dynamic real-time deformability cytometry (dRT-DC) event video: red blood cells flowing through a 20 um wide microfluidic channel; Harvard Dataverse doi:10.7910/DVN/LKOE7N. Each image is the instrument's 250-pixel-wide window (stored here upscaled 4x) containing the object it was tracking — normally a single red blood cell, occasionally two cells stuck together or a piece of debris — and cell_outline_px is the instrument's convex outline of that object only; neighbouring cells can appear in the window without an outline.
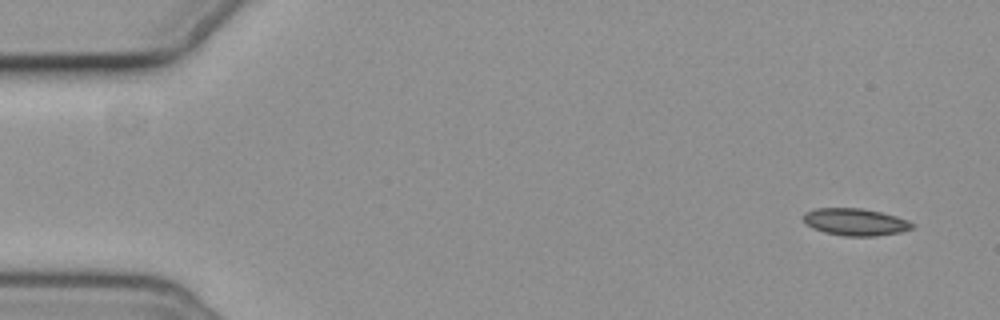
{"species": "common noctule bat (a hibernating species)", "species_latin": "Nyctalus noctula", "temperature_condition": "cold", "stored_images_in_passage": 4, "camera_frame_rate_fps": 3000, "um_per_image_px": 0.085, "animal": {"sex": "female", "body_mass_g": 19.3, "forearm_length_mm": 54.1}, "frame": {"image": 1, "passage_image": 1, "time_ms": 0.0, "image_size_px": [1000, 320], "cell_outline_px": [[916, 224], [912, 228], [900, 232], [876, 236], [844, 236], [824, 232], [812, 228], [804, 220], [804, 212], [816, 208], [860, 208], [880, 212], [896, 216], [908, 220]], "centroid_in_image_um": [72.71, 18.87], "position_along_channel_um": 12.3, "area_um2": 17.17}}
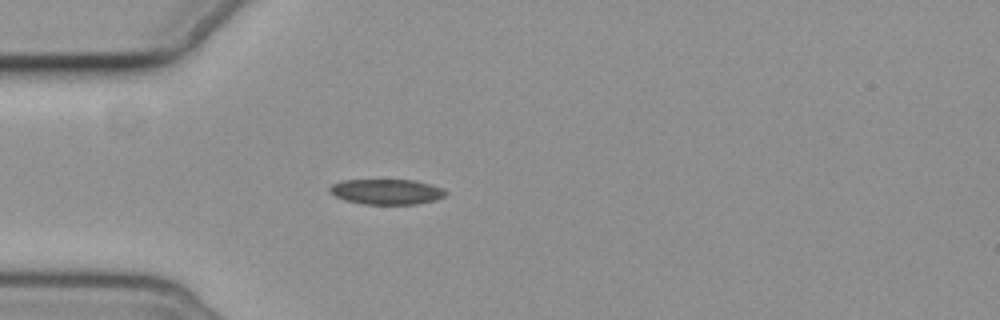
{"frame": {"image": 2, "passage_image": 4, "time_ms": 4.333, "image_size_px": [1000, 320], "cell_outline_px": [[448, 192], [444, 196], [436, 200], [416, 204], [364, 204], [344, 200], [328, 192], [328, 188], [332, 184], [340, 180], [416, 180], [432, 184], [444, 188]], "centroid_in_image_um": [32.87, 16.29], "position_along_channel_um": 52.1, "area_um2": 17.34}}